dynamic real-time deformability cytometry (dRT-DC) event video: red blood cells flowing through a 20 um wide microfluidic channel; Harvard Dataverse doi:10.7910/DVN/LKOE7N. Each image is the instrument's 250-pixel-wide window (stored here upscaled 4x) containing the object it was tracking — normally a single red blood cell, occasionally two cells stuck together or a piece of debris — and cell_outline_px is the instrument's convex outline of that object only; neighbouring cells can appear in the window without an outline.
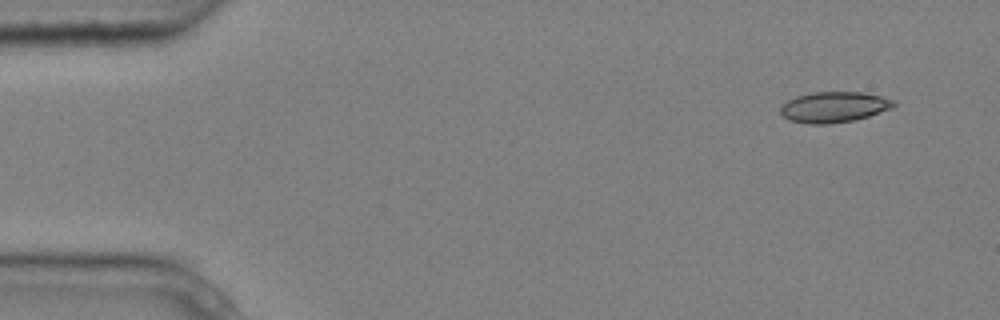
{"species": "common noctule bat (a hibernating species)", "species_latin": "Nyctalus noctula", "temperature_condition": "cold", "stored_images_in_passage": 6, "camera_frame_rate_fps": 3000, "um_per_image_px": 0.085, "animal": {"sex": "male", "body_mass_g": 20.4}, "frame": {"image": 1, "passage_image": 1, "time_ms": 0.0, "image_size_px": [1000, 320], "cell_outline_px": [[896, 104], [892, 108], [856, 120], [828, 124], [812, 124], [788, 120], [780, 112], [780, 108], [788, 100], [796, 96], [812, 92], [864, 92], [896, 100]], "centroid_in_image_um": [70.91, 9.1], "position_along_channel_um": 14.1, "area_um2": 20.29}}
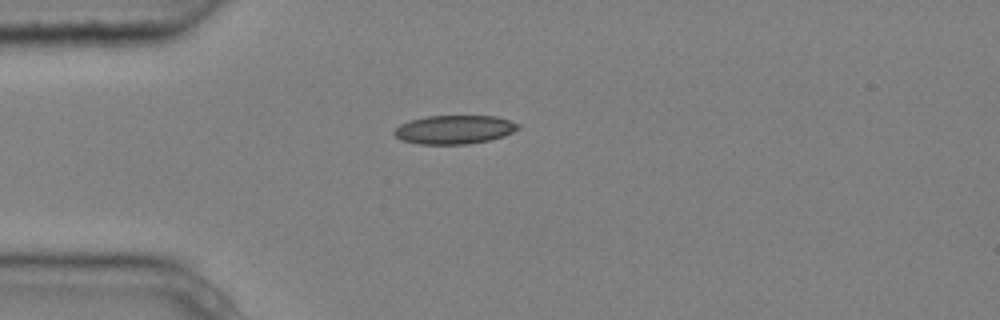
{"frame": {"image": 2, "passage_image": 3, "time_ms": 0.667, "image_size_px": [1000, 320], "cell_outline_px": [[520, 128], [504, 136], [488, 140], [468, 144], [420, 144], [400, 140], [392, 132], [400, 124], [412, 120], [428, 116], [496, 116], [520, 124]], "centroid_in_image_um": [38.62, 11.02], "position_along_channel_um": 46.4, "area_um2": 20.63}}
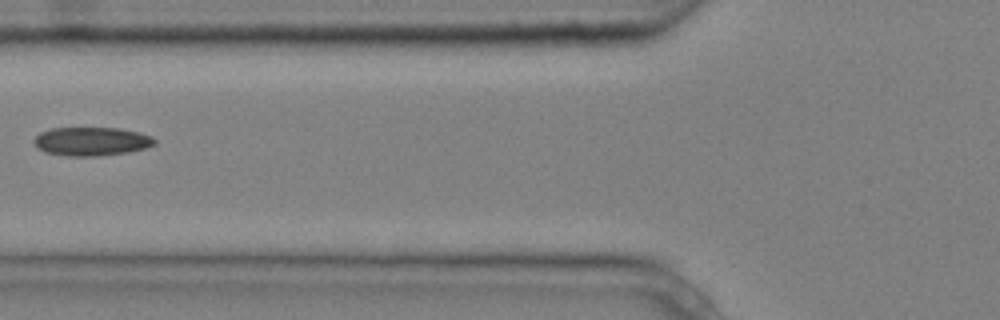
{"frame": {"image": 3, "passage_image": 5, "time_ms": 1.333, "image_size_px": [1000, 320], "cell_outline_px": [[156, 144], [144, 148], [128, 152], [96, 156], [68, 156], [44, 152], [36, 148], [32, 140], [40, 132], [52, 128], [120, 128], [140, 132], [152, 136], [156, 140]], "centroid_in_image_um": [7.76, 12.01], "position_along_channel_um": 118.0, "area_um2": 20.29}}